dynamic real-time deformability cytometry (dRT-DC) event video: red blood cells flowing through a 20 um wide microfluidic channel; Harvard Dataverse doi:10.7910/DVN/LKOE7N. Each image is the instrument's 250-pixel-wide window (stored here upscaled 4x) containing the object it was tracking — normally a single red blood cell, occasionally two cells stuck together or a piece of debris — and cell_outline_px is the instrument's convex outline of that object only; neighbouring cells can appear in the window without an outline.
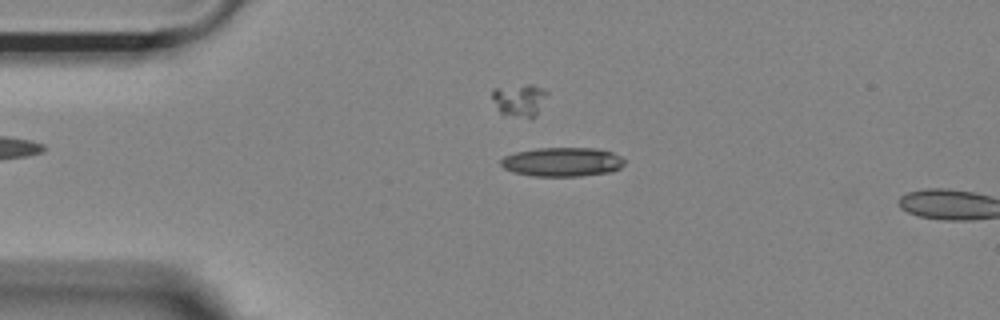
{"species": "Egyptian fruit bat (a non-hibernating species)", "species_latin": "Rousettus aegyptiacus", "temperature_condition": "room temperature", "stored_images_in_passage": 13, "camera_frame_rate_fps": 3000, "um_per_image_px": 0.085, "animal": {"sex": "female"}, "frame": {"image": 1, "passage_image": 11, "time_ms": 3.333, "image_size_px": [1000, 320], "cell_outline_px": [[624, 164], [620, 168], [612, 172], [580, 176], [532, 176], [516, 172], [504, 168], [500, 164], [500, 160], [504, 156], [516, 152], [536, 148], [596, 148], [612, 152], [620, 156], [624, 160]], "centroid_in_image_um": [47.81, 13.76], "position_along_channel_um": 37.2, "area_um2": 20.98}}